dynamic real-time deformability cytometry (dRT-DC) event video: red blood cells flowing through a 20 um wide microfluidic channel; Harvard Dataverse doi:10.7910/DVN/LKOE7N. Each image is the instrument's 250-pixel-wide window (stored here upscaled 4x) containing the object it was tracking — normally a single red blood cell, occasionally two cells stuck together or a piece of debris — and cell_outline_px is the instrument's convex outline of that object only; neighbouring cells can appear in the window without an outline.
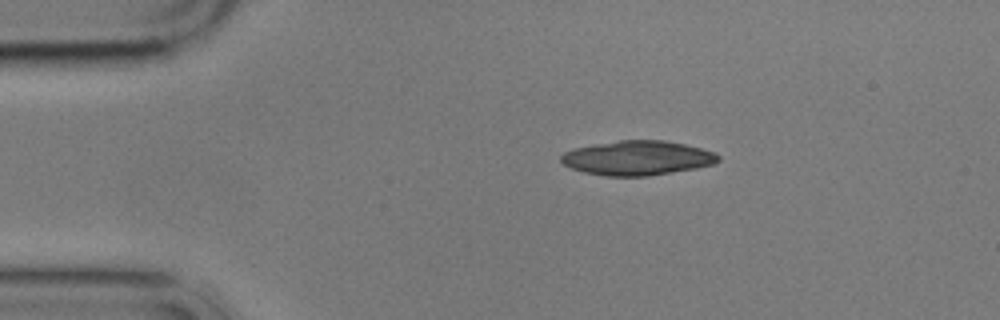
{"species": "common noctule bat (a hibernating species)", "species_latin": "Nyctalus noctula", "temperature_condition": "cold", "stored_images_in_passage": 5, "camera_frame_rate_fps": 3000, "um_per_image_px": 0.085, "animal": {"sex": "male", "body_mass_g": 17.9}, "frame": {"image": 1, "passage_image": 5, "time_ms": 5.667, "image_size_px": [1000, 320], "cell_outline_px": [[720, 160], [716, 164], [696, 168], [648, 176], [604, 176], [584, 172], [572, 168], [564, 164], [560, 160], [560, 156], [564, 152], [572, 148], [620, 140], [664, 140], [684, 144], [716, 152], [720, 156]], "centroid_in_image_um": [54.2, 13.43], "position_along_channel_um": 30.8, "area_um2": 31.67}}